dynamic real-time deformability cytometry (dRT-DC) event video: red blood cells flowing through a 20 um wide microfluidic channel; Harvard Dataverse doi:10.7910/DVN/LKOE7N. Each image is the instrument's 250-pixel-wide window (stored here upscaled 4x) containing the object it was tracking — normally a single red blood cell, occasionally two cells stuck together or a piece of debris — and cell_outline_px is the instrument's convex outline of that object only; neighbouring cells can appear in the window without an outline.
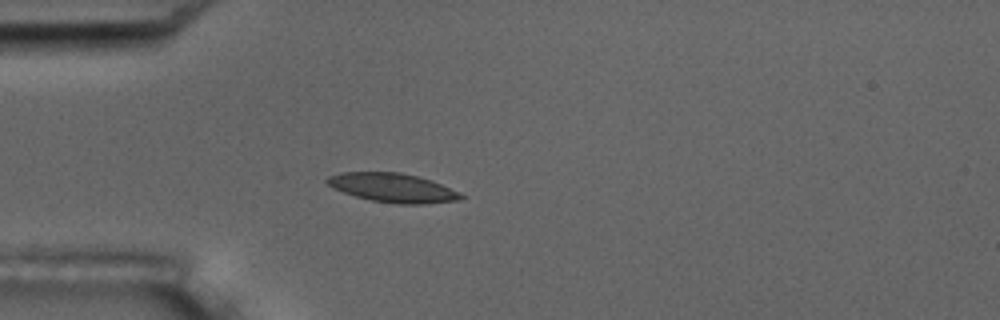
{"species": "common noctule bat (a hibernating species)", "species_latin": "Nyctalus noctula", "temperature_condition": "room temperature", "stored_images_in_passage": 7, "camera_frame_rate_fps": 3000, "um_per_image_px": 0.085, "animal": {"sex": "male", "body_mass_g": 17.5, "forearm_length_mm": 52.3}, "frame": {"image": 1, "passage_image": 5, "time_ms": 5.0, "image_size_px": [1000, 320], "cell_outline_px": [[464, 196], [460, 200], [424, 204], [400, 204], [372, 200], [356, 196], [344, 192], [328, 184], [324, 180], [328, 176], [340, 172], [400, 172], [432, 180], [460, 192]], "centroid_in_image_um": [33.41, 15.95], "position_along_channel_um": 51.6, "area_um2": 22.48}}